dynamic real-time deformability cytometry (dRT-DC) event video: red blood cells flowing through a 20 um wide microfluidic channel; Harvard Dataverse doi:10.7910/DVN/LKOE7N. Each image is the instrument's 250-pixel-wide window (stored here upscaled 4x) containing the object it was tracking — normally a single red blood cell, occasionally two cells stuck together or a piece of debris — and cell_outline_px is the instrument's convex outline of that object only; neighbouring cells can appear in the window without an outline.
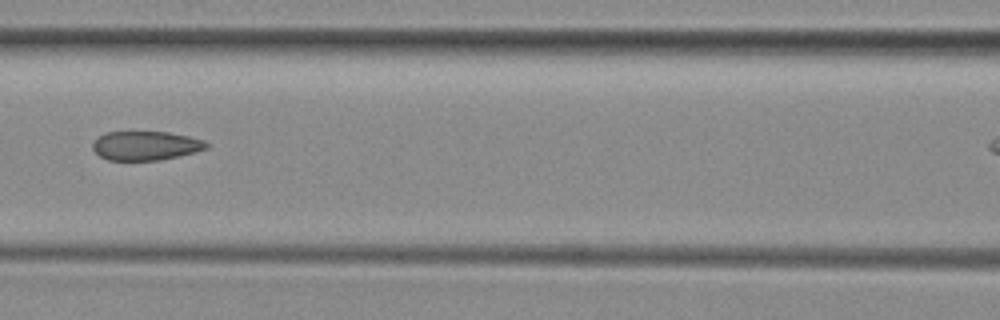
{"species": "common noctule bat (a hibernating species)", "species_latin": "Nyctalus noctula", "temperature_condition": "room temperature", "stored_images_in_passage": 6, "segment_of_instrument_passage": [1, 2], "camera_frame_rate_fps": 3000, "um_per_image_px": 0.085, "animal": {"sex": "female", "body_mass_g": 29.2, "forearm_length_mm": 56.3}, "frame": {"image": 1, "passage_image": 5, "time_ms": 4.667, "image_size_px": [1000, 320], "cell_outline_px": [[208, 148], [196, 152], [160, 160], [108, 160], [100, 156], [92, 148], [92, 144], [104, 132], [168, 132], [188, 136], [204, 140], [208, 144]], "centroid_in_image_um": [12.4, 12.38], "position_along_channel_um": 154.2, "area_um2": 19.19}}